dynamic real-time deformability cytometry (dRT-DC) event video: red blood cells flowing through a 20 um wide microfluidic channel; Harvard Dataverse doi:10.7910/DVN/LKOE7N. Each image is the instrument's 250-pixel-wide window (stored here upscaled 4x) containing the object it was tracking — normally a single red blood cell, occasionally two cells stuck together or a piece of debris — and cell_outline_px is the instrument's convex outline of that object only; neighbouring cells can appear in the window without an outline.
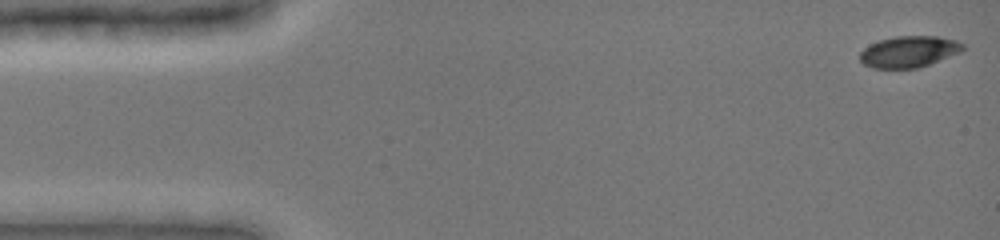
{"species": "common noctule bat (a hibernating species)", "species_latin": "Nyctalus noctula", "temperature_condition": "cold", "stored_images_in_passage": 48, "camera_frame_rate_fps": 3000, "um_per_image_px": 0.085, "animal": {"sex": "female", "body_mass_g": 19.0, "forearm_length_mm": 51.5}, "frame": {"image": 1, "passage_image": 1, "time_ms": 0.0, "image_size_px": [1000, 240], "cell_outline_px": [[964, 48], [960, 52], [920, 68], [872, 68], [864, 64], [860, 60], [860, 52], [864, 48], [880, 40], [896, 36], [936, 36], [956, 40], [964, 44]], "centroid_in_image_um": [77.27, 4.39], "position_along_channel_um": 7.7, "area_um2": 18.73}}
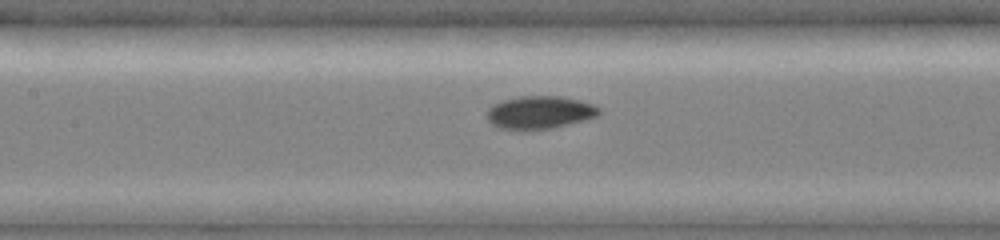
{"frame": {"image": 2, "passage_image": 22, "time_ms": 7.0, "image_size_px": [1000, 240], "cell_outline_px": [[600, 116], [552, 128], [500, 128], [492, 124], [488, 120], [488, 108], [492, 104], [504, 100], [520, 96], [560, 96], [580, 100], [592, 104], [600, 108]], "centroid_in_image_um": [45.91, 9.53], "position_along_channel_um": 161.5, "area_um2": 21.1}}
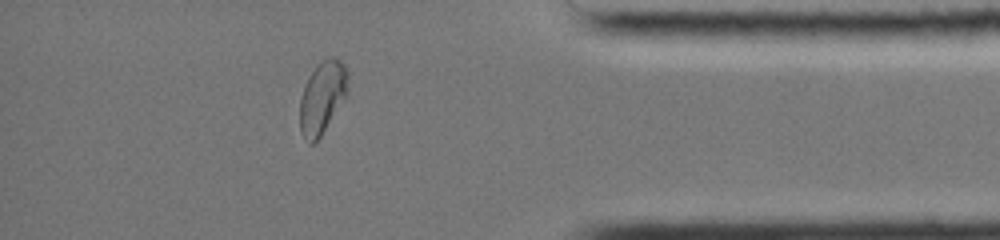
{"frame": {"image": 3, "passage_image": 42, "time_ms": 13.667, "image_size_px": [1000, 240], "cell_outline_px": [[348, 96], [320, 136], [312, 144], [308, 144], [300, 132], [300, 96], [316, 64], [328, 56], [332, 56], [340, 60], [344, 64], [348, 72]], "centroid_in_image_um": [27.42, 8.27], "position_along_channel_um": 407.8, "area_um2": 20.52}, "authors_computed_cell_mechanics": {"area_um2": 20.5768, "velocity_mm_per_s": 3.944, "shape_relaxation_time_tau1_ms": 5.3669, "shape_relaxation_time_tau2_ms": 1.3605, "deformation_change_tau1": 0.1511, "deformation_change_tau2": 0.0332}}